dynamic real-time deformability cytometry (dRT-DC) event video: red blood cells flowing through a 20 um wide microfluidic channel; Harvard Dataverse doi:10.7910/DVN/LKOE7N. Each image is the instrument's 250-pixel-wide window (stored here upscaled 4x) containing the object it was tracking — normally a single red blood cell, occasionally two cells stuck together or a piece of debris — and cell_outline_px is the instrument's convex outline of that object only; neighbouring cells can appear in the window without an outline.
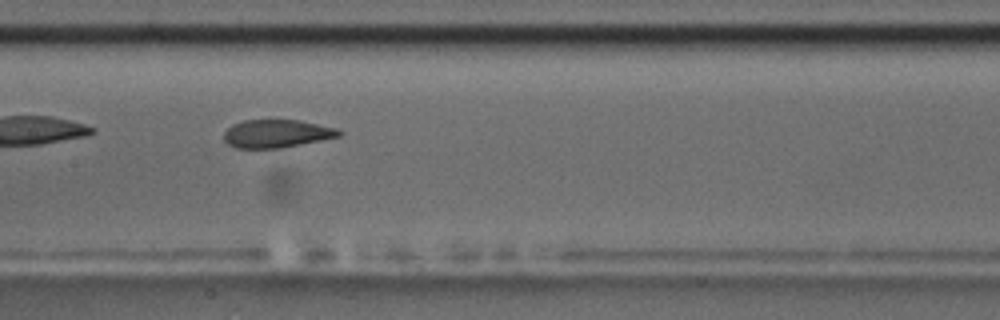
{"species": "common noctule bat (a hibernating species)", "species_latin": "Nyctalus noctula", "temperature_condition": "room temperature", "stored_images_in_passage": 8, "camera_frame_rate_fps": 3000, "um_per_image_px": 0.085, "animal": {"sex": "male", "body_mass_g": 17.5, "forearm_length_mm": 52.3}, "frame": {"image": 1, "passage_image": 6, "time_ms": 5.667, "image_size_px": [1000, 320], "cell_outline_px": [[344, 132], [340, 136], [280, 148], [236, 148], [228, 144], [224, 140], [224, 132], [232, 124], [244, 120], [300, 120], [336, 128]], "centroid_in_image_um": [23.5, 11.35], "position_along_channel_um": 183.9, "area_um2": 18.73}}